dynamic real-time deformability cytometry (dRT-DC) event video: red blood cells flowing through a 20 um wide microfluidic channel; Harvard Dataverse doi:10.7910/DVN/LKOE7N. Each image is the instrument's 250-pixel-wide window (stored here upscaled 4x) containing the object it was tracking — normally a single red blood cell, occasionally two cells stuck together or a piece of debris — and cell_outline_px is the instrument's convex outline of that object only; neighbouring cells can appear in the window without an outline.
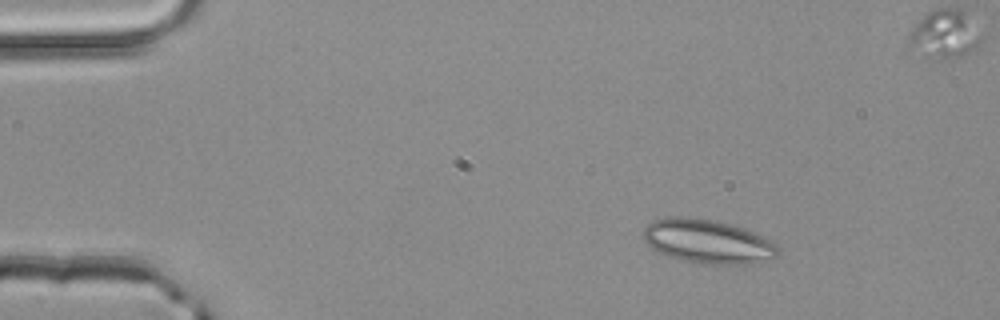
{"species": "common noctule bat (a hibernating species)", "species_latin": "Nyctalus noctula", "temperature_condition": "room temperature", "stored_images_in_passage": 3, "camera_frame_rate_fps": 3000, "um_per_image_px": 0.085, "animal": {"sex": "male", "body_mass_g": 20.4}, "frame": {"image": 1, "passage_image": 1, "time_ms": 0.0, "image_size_px": [1000, 320], "cell_outline_px": [[780, 252], [776, 256], [768, 260], [736, 264], [712, 264], [688, 260], [668, 256], [652, 248], [644, 240], [644, 228], [652, 220], [672, 216], [680, 216], [712, 220], [728, 224], [752, 232], [768, 240]], "centroid_in_image_um": [60.09, 20.51], "position_along_channel_um": 24.9, "area_um2": 33.41}}